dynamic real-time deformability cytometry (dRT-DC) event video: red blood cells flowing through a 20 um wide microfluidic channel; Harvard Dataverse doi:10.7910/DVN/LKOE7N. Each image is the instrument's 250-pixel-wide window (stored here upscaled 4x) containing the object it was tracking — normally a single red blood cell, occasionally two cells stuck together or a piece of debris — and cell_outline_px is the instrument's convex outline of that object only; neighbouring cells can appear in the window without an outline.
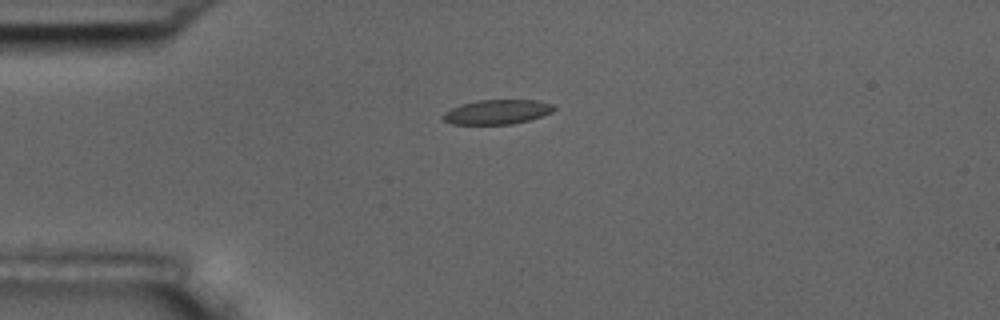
{"species": "common noctule bat (a hibernating species)", "species_latin": "Nyctalus noctula", "temperature_condition": "room temperature", "stored_images_in_passage": 43, "camera_frame_rate_fps": 3000, "um_per_image_px": 0.085, "animal": {"sex": "male", "body_mass_g": 17.5, "forearm_length_mm": 52.3}, "frame": {"image": 1, "passage_image": 1, "time_ms": 0.0, "image_size_px": [1000, 320], "cell_outline_px": [[556, 108], [552, 112], [528, 120], [512, 124], [452, 124], [444, 120], [440, 116], [444, 112], [460, 104], [476, 100], [536, 100], [556, 104]], "centroid_in_image_um": [42.25, 9.5], "position_along_channel_um": 42.7, "area_um2": 15.95}}
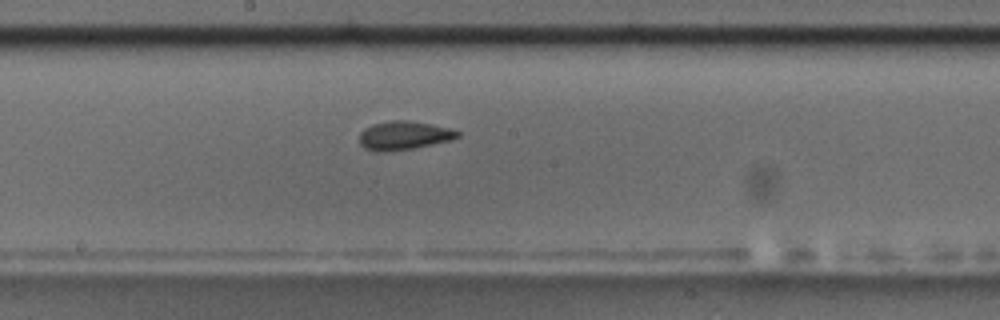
{"frame": {"image": 2, "passage_image": 17, "time_ms": 5.333, "image_size_px": [1000, 320], "cell_outline_px": [[460, 136], [452, 140], [412, 148], [388, 152], [376, 152], [364, 148], [360, 144], [360, 132], [364, 128], [372, 124], [392, 120], [408, 120], [432, 124], [448, 128], [460, 132]], "centroid_in_image_um": [34.31, 11.52], "position_along_channel_um": 213.9, "area_um2": 16.47}}
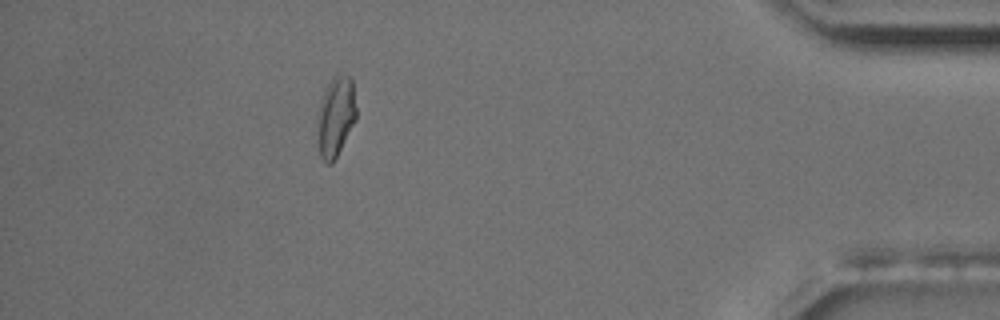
{"frame": {"image": 3, "passage_image": 37, "time_ms": 12.0, "image_size_px": [1000, 320], "cell_outline_px": [[356, 120], [332, 164], [328, 164], [320, 156], [316, 120], [316, 112], [324, 88], [332, 76], [336, 72], [352, 76], [356, 108]], "centroid_in_image_um": [28.51, 9.82], "position_along_channel_um": 406.7, "area_um2": 18.73}, "authors_computed_cell_mechanics": {"area_um2": 16.0684, "velocity_mm_per_s": 3.6292, "shape_relaxation_time_tau1_ms": 6.4393, "shape_relaxation_time_tau2_ms": 2.9815, "deformation_change_tau1": 0.1347, "deformation_change_tau2": 0.0746}}